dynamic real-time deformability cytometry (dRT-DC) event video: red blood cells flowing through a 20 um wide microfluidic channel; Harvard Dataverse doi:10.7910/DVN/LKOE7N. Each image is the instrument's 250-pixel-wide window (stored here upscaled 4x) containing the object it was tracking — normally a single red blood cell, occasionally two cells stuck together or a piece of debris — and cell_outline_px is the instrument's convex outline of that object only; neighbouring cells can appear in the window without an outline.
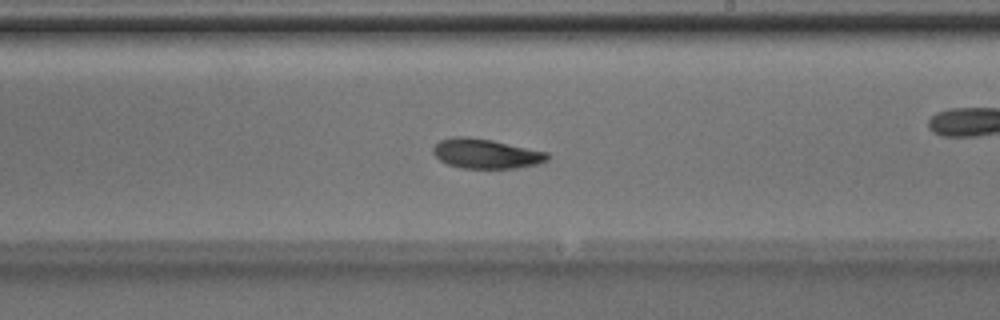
{"species": "Egyptian fruit bat (a non-hibernating species)", "species_latin": "Rousettus aegyptiacus", "temperature_condition": "room temperature", "stored_images_in_passage": 51, "camera_frame_rate_fps": 3000, "um_per_image_px": 0.085, "animal": {"sex": "male"}, "frame": {"image": 1, "passage_image": 30, "time_ms": 9.667, "image_size_px": [1000, 320], "cell_outline_px": [[548, 160], [540, 164], [516, 168], [460, 168], [448, 164], [440, 160], [432, 152], [432, 148], [440, 140], [456, 136], [464, 136], [492, 140], [548, 152]], "centroid_in_image_um": [41.31, 13.06], "position_along_channel_um": 247.7, "area_um2": 19.77}, "authors_computed_cell_mechanics": {"area_um2": 19.7676, "velocity_mm_per_s": 4.0912, "shape_relaxation_time_tau1_ms": 2.2199, "shape_relaxation_time_tau2_ms": 3.811, "deformation_change_tau1": 0.1114, "deformation_change_tau2": 0.0802}}